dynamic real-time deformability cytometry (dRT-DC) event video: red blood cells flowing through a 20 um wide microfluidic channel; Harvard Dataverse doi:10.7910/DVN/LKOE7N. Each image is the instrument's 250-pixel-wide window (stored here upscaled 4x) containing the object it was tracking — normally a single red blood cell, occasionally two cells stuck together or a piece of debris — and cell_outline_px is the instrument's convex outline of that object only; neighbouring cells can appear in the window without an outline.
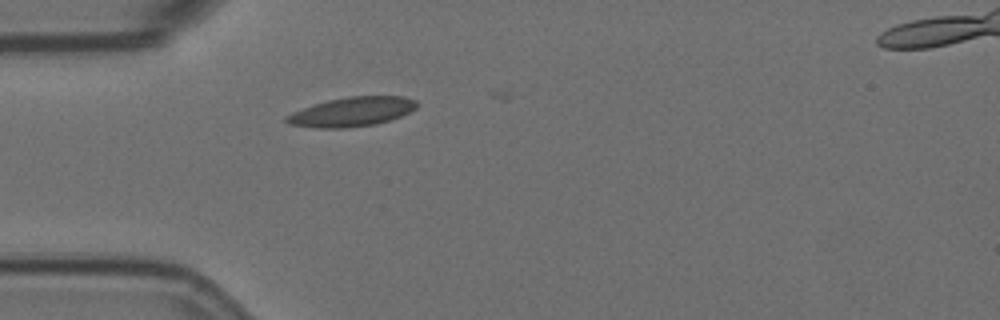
{"species": "Egyptian fruit bat (a non-hibernating species)", "species_latin": "Rousettus aegyptiacus", "temperature_condition": "room temperature", "stored_images_in_passage": 5, "camera_frame_rate_fps": 3000, "um_per_image_px": 0.085, "animal": {"sex": "female"}, "frame": {"image": 1, "passage_image": 1, "time_ms": 0.0, "image_size_px": [1000, 320], "cell_outline_px": [[416, 108], [400, 116], [376, 124], [344, 128], [316, 128], [288, 124], [284, 120], [284, 116], [292, 112], [328, 100], [348, 96], [404, 96], [416, 100]], "centroid_in_image_um": [29.88, 9.5], "position_along_channel_um": 55.1, "area_um2": 22.14}}